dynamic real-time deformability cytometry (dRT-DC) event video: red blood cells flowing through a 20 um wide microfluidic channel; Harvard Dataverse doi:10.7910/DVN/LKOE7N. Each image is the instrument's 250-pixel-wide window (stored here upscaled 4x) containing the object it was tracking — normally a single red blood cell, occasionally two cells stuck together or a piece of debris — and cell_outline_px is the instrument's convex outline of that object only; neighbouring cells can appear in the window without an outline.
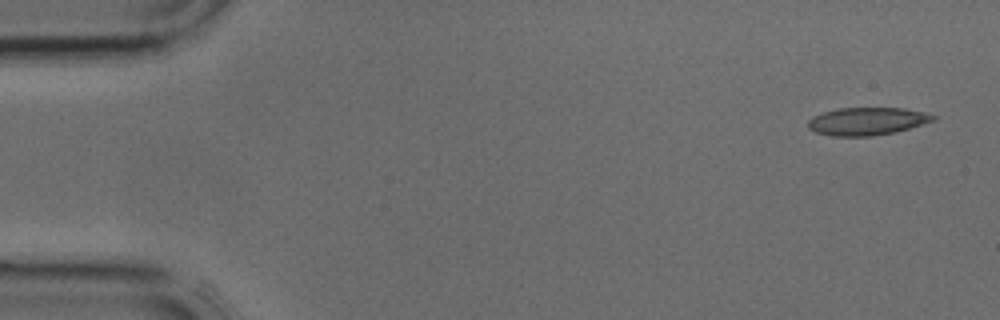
{"species": "common noctule bat (a hibernating species)", "species_latin": "Nyctalus noctula", "temperature_condition": "cold", "stored_images_in_passage": 3, "segment_of_instrument_passage": [2, 2], "camera_frame_rate_fps": 3000, "um_per_image_px": 0.085, "animal": {"sex": "male", "body_mass_g": 17.9, "forearm_length_mm": 54.2}, "frame": {"image": 1, "passage_image": 3, "time_ms": 0.667, "image_size_px": [1000, 320], "cell_outline_px": [[936, 120], [908, 128], [892, 132], [872, 136], [832, 136], [816, 132], [808, 128], [808, 120], [812, 116], [824, 112], [840, 108], [904, 108], [924, 112], [936, 116]], "centroid_in_image_um": [73.68, 10.3], "position_along_channel_um": 11.3, "area_um2": 20.06}}